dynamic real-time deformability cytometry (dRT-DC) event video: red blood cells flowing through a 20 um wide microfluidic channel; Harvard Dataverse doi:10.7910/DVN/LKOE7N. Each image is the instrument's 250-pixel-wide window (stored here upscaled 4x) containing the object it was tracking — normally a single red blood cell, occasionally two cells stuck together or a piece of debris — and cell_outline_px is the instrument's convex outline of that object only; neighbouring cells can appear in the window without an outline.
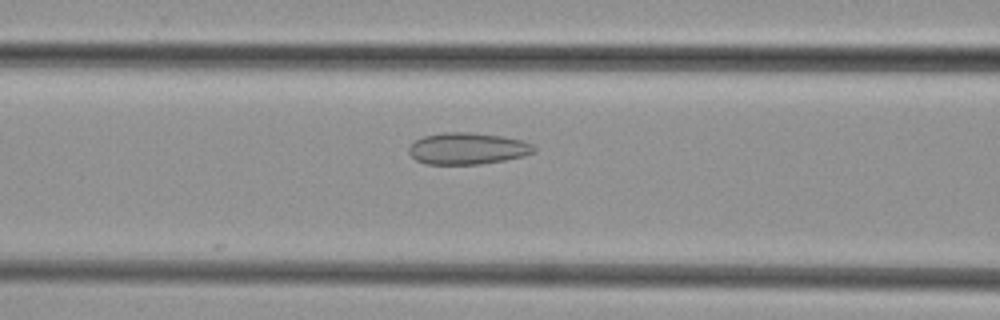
{"species": "common noctule bat (a hibernating species)", "species_latin": "Nyctalus noctula", "temperature_condition": "cold", "stored_images_in_passage": 21, "camera_frame_rate_fps": 3000, "um_per_image_px": 0.085, "animal": {"sex": "female", "body_mass_g": 29.2, "forearm_length_mm": 56.3}, "frame": {"image": 1, "passage_image": 12, "time_ms": 3.667, "image_size_px": [1000, 320], "cell_outline_px": [[536, 152], [524, 156], [504, 160], [480, 164], [424, 164], [416, 160], [408, 152], [408, 148], [416, 140], [424, 136], [444, 132], [468, 132], [500, 136], [524, 140], [532, 144], [536, 148]], "centroid_in_image_um": [39.76, 12.63], "position_along_channel_um": 126.8, "area_um2": 23.12}}
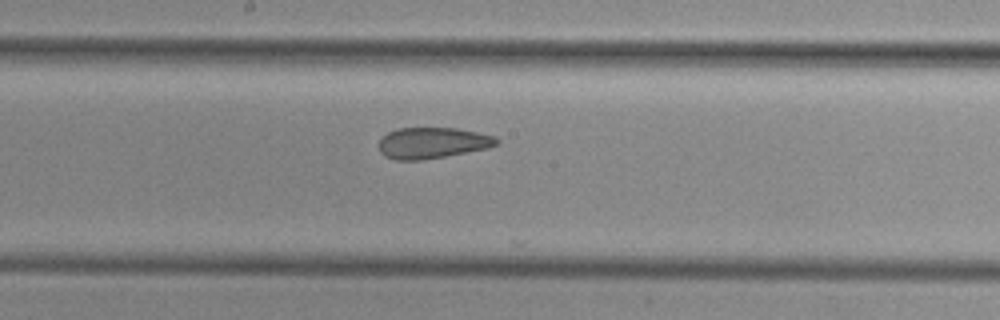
{"frame": {"image": 2, "passage_image": 18, "time_ms": 5.667, "image_size_px": [1000, 320], "cell_outline_px": [[500, 144], [488, 148], [444, 156], [420, 160], [396, 160], [384, 156], [380, 152], [380, 140], [388, 132], [396, 128], [456, 128], [496, 136], [500, 140]], "centroid_in_image_um": [36.78, 12.14], "position_along_channel_um": 211.4, "area_um2": 21.27}}
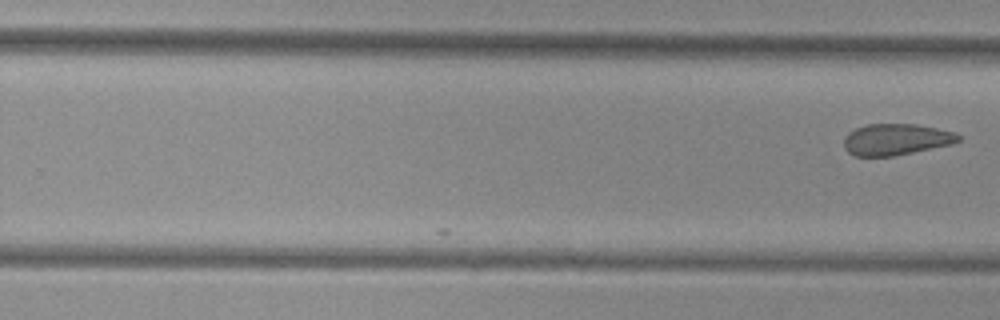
{"frame": {"image": 3, "passage_image": 21, "time_ms": 6.667, "image_size_px": [1000, 320], "cell_outline_px": [[960, 140], [952, 144], [896, 156], [856, 156], [848, 152], [844, 148], [844, 136], [848, 132], [856, 128], [868, 124], [916, 124], [956, 132], [960, 136]], "centroid_in_image_um": [76.16, 11.85], "position_along_channel_um": 253.6, "area_um2": 21.04}}